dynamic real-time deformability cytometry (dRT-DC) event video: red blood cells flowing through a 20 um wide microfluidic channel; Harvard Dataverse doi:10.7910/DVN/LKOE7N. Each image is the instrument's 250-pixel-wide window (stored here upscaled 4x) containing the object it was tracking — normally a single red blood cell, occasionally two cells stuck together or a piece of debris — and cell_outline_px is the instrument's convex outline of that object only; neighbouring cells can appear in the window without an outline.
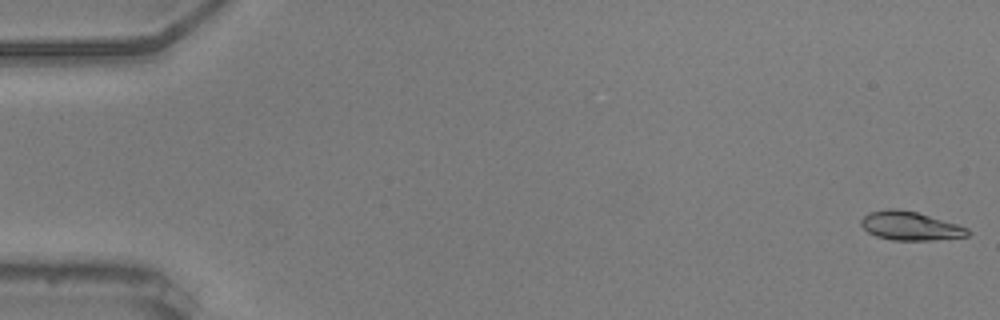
{"species": "common noctule bat (a hibernating species)", "species_latin": "Nyctalus noctula", "temperature_condition": "warm", "stored_images_in_passage": 56, "camera_frame_rate_fps": 3000, "um_per_image_px": 0.085, "animal": {"sex": "male", "body_mass_g": 20.5, "forearm_length_mm": 52.5}, "frame": {"image": 1, "passage_image": 1, "time_ms": 0.0, "image_size_px": [1000, 320], "cell_outline_px": [[972, 232], [968, 236], [932, 240], [892, 240], [876, 236], [868, 232], [860, 224], [860, 220], [868, 212], [888, 208], [896, 208], [916, 212], [956, 224], [968, 228]], "centroid_in_image_um": [77.34, 19.2], "position_along_channel_um": 7.7, "area_um2": 17.8}}
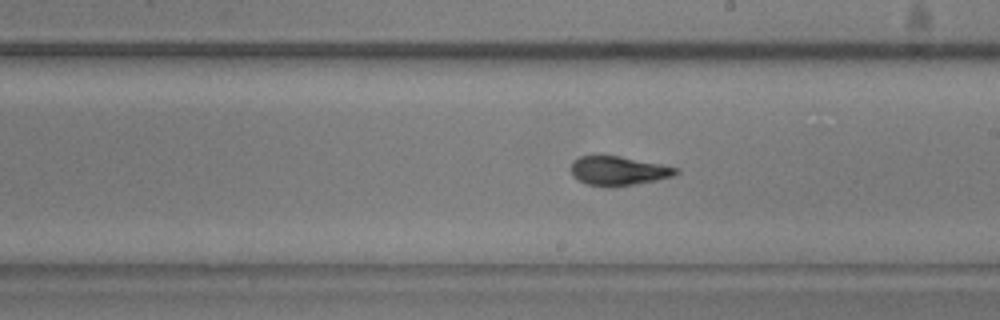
{"frame": {"image": 2, "passage_image": 32, "time_ms": 10.333, "image_size_px": [1000, 320], "cell_outline_px": [[680, 172], [672, 176], [656, 180], [636, 184], [612, 188], [608, 188], [584, 184], [572, 176], [572, 160], [580, 156], [600, 152], [680, 168]], "centroid_in_image_um": [52.5, 14.5], "position_along_channel_um": 236.5, "area_um2": 18.61}}
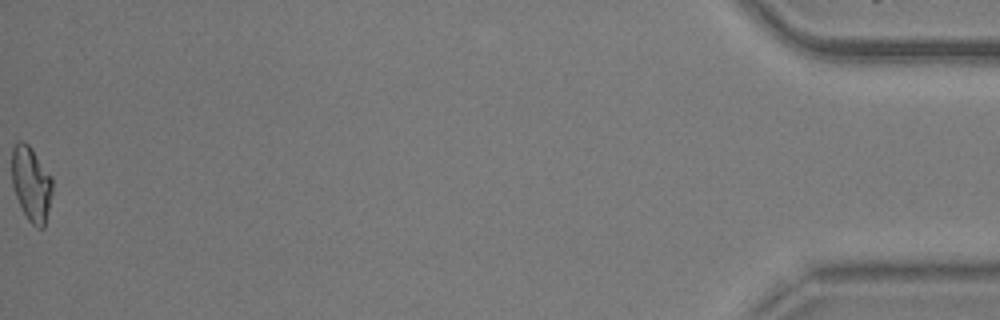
{"frame": {"image": 3, "passage_image": 56, "time_ms": 18.333, "image_size_px": [1000, 320], "cell_outline_px": [[52, 192], [44, 228], [36, 228], [28, 220], [16, 196], [12, 184], [12, 148], [16, 140], [24, 140], [32, 148], [52, 176]], "centroid_in_image_um": [2.65, 15.58], "position_along_channel_um": 432.5, "area_um2": 17.8}, "authors_computed_cell_mechanics": {"area_um2": 17.7446, "velocity_mm_per_s": 3.6713, "shape_relaxation_time_tau1_ms": null, "shape_relaxation_time_tau2_ms": 1.2297, "deformation_change_tau1": null, "deformation_change_tau2": 0.0782}}